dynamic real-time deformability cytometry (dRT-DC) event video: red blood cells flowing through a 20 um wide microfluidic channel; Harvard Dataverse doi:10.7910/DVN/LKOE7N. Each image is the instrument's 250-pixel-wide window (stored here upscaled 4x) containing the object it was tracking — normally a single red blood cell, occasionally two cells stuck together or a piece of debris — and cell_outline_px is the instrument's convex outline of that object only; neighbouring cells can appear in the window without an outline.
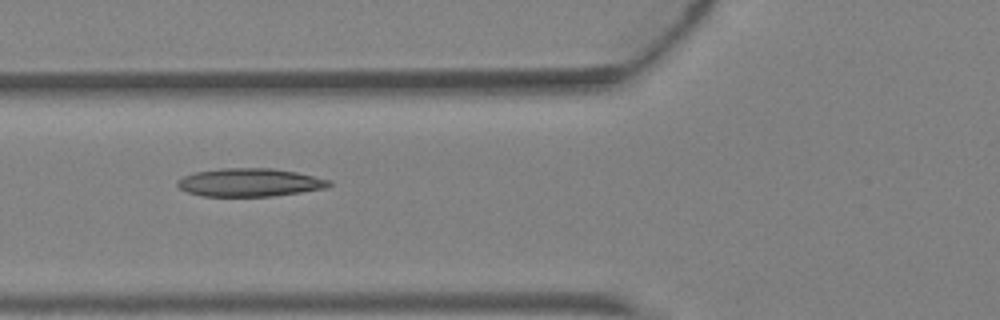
{"species": "Egyptian fruit bat (a non-hibernating species)", "species_latin": "Rousettus aegyptiacus", "temperature_condition": "warm", "stored_images_in_passage": 4, "camera_frame_rate_fps": 3000, "um_per_image_px": 0.085, "animal": {"sex": "female"}, "frame": {"image": 1, "passage_image": 4, "time_ms": 1.0, "image_size_px": [1000, 320], "cell_outline_px": [[332, 184], [328, 188], [272, 196], [200, 196], [188, 192], [180, 188], [176, 184], [176, 180], [184, 176], [196, 172], [220, 168], [272, 168], [296, 172], [332, 180]], "centroid_in_image_um": [21.24, 15.5], "position_along_channel_um": 104.6, "area_um2": 24.97}}